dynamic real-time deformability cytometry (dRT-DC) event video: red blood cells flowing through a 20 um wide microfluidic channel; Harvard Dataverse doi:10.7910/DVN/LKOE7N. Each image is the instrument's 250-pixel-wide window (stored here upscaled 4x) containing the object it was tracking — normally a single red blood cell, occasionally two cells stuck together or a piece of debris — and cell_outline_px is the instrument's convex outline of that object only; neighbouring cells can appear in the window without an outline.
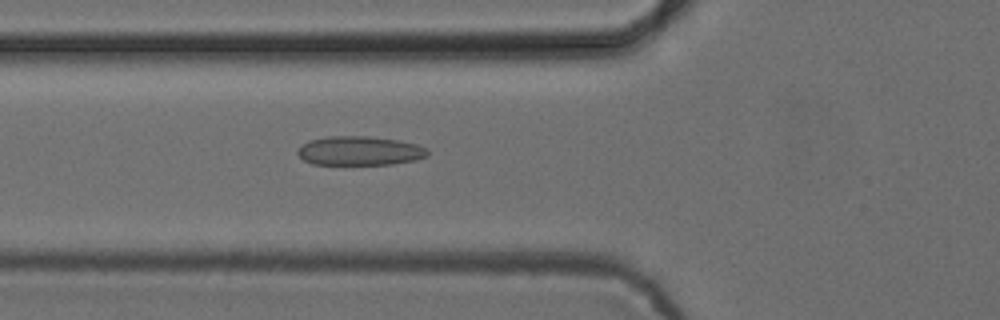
{"species": "common noctule bat (a hibernating species)", "species_latin": "Nyctalus noctula", "temperature_condition": "cold", "stored_images_in_passage": 51, "camera_frame_rate_fps": 3000, "um_per_image_px": 0.085, "animal": {"sex": "female", "body_mass_g": 24.6, "forearm_length_mm": 56.2}, "frame": {"image": 1, "passage_image": 18, "time_ms": 5.667, "image_size_px": [1000, 320], "cell_outline_px": [[428, 156], [416, 160], [392, 164], [312, 164], [304, 160], [296, 152], [296, 148], [308, 140], [328, 136], [368, 136], [396, 140], [416, 144], [428, 148]], "centroid_in_image_um": [30.55, 12.81], "position_along_channel_um": 95.3, "area_um2": 22.14}}
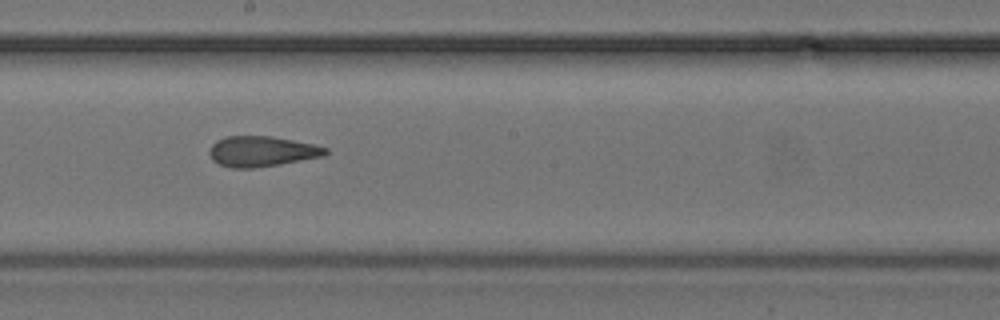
{"frame": {"image": 2, "passage_image": 28, "time_ms": 9.0, "image_size_px": [1000, 320], "cell_outline_px": [[328, 152], [324, 156], [280, 164], [252, 168], [232, 168], [220, 164], [212, 160], [208, 152], [212, 144], [216, 140], [228, 136], [272, 136], [312, 144], [328, 148]], "centroid_in_image_um": [22.23, 12.86], "position_along_channel_um": 226.0, "area_um2": 20.52}}
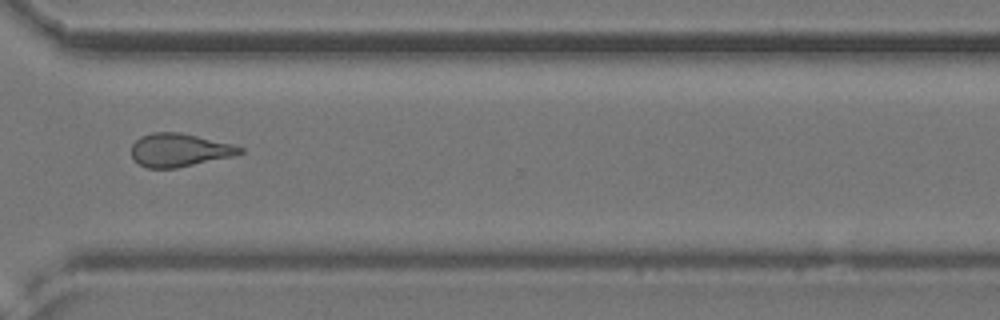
{"frame": {"image": 3, "passage_image": 38, "time_ms": 12.333, "image_size_px": [1000, 320], "cell_outline_px": [[244, 152], [232, 156], [176, 168], [148, 168], [140, 164], [132, 156], [132, 144], [140, 136], [152, 132], [180, 132], [232, 144], [244, 148]], "centroid_in_image_um": [15.24, 12.74], "position_along_channel_um": 355.4, "area_um2": 20.81}, "authors_computed_cell_mechanics": {"area_um2": 21.386, "velocity_mm_per_s": 3.8919, "shape_relaxation_time_tau1_ms": null, "shape_relaxation_time_tau2_ms": 2.0544, "deformation_change_tau1": null, "deformation_change_tau2": 0.0825}}